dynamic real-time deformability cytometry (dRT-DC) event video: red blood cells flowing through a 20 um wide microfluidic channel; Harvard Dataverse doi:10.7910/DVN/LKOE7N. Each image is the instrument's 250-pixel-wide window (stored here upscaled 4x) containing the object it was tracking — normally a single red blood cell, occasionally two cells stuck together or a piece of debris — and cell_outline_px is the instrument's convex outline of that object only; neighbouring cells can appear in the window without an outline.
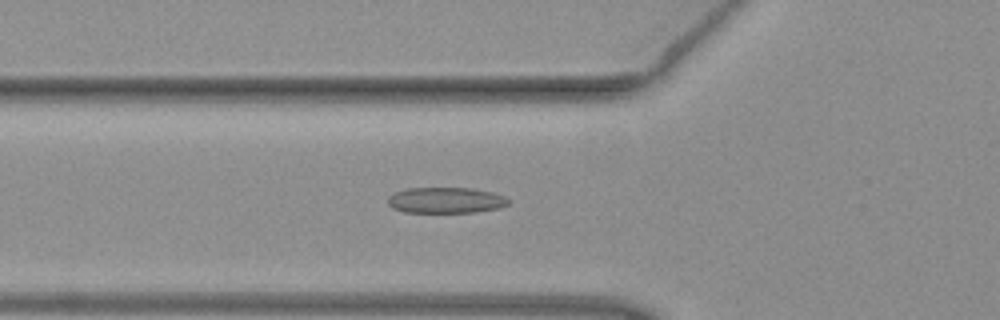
{"species": "common noctule bat (a hibernating species)", "species_latin": "Nyctalus noctula", "temperature_condition": "warm", "stored_images_in_passage": 52, "camera_frame_rate_fps": 3000, "um_per_image_px": 0.085, "animal": {"sex": "female", "body_mass_g": 19.3, "forearm_length_mm": 54.1}, "frame": {"image": 1, "passage_image": 19, "time_ms": 6.0, "image_size_px": [1000, 320], "cell_outline_px": [[512, 200], [508, 204], [500, 208], [476, 212], [404, 212], [392, 208], [388, 204], [388, 196], [396, 192], [408, 188], [472, 188], [492, 192], [504, 196]], "centroid_in_image_um": [37.92, 17.02], "position_along_channel_um": 87.9, "area_um2": 18.26}}
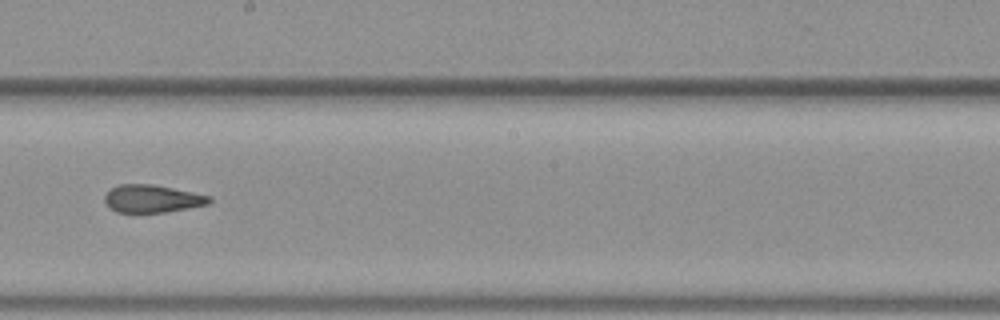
{"frame": {"image": 2, "passage_image": 30, "time_ms": 9.667, "image_size_px": [1000, 320], "cell_outline_px": [[212, 200], [208, 204], [164, 212], [116, 212], [104, 200], [104, 196], [112, 188], [120, 184], [152, 184], [212, 196]], "centroid_in_image_um": [12.95, 16.88], "position_along_channel_um": 235.3, "area_um2": 16.59}}
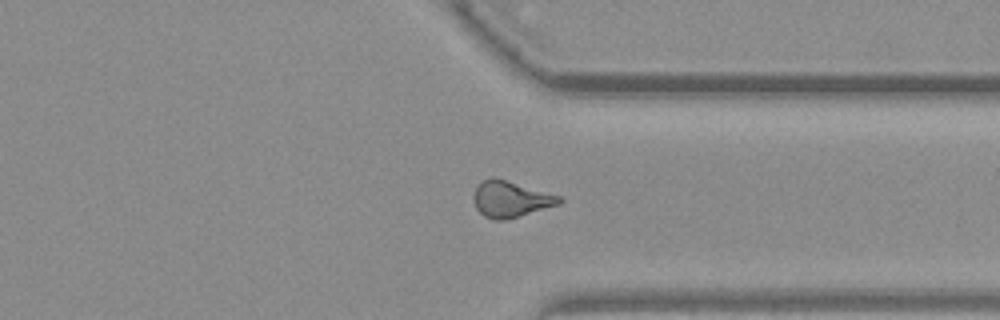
{"frame": {"image": 3, "passage_image": 40, "time_ms": 13.0, "image_size_px": [1000, 320], "cell_outline_px": [[564, 200], [560, 204], [504, 220], [492, 220], [484, 216], [476, 208], [472, 200], [472, 196], [476, 188], [484, 180], [492, 176], [496, 176], [560, 196]], "centroid_in_image_um": [43.38, 16.91], "position_along_channel_um": 368.0, "area_um2": 18.15}, "authors_computed_cell_mechanics": {"area_um2": 17.629, "velocity_mm_per_s": 4.0034, "shape_relaxation_time_tau1_ms": null, "shape_relaxation_time_tau2_ms": 2.473, "deformation_change_tau1": null, "deformation_change_tau2": 0.1155}}